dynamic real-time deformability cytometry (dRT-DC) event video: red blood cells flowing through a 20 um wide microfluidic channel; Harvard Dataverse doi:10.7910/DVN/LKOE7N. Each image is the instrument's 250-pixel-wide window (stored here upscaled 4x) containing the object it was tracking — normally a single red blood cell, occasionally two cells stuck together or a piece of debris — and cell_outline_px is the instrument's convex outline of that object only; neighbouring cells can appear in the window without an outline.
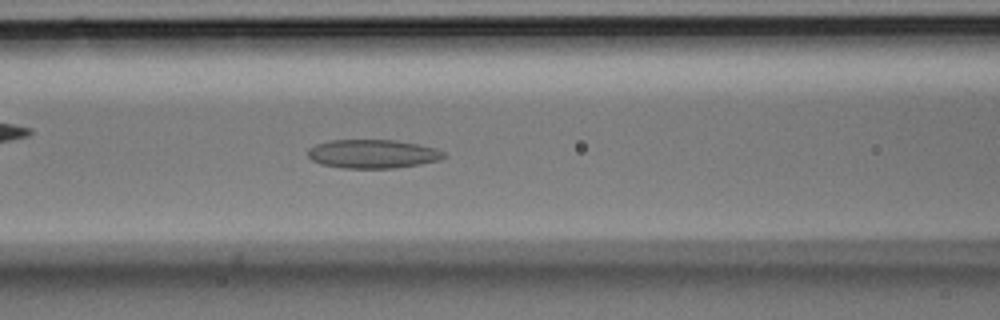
{"species": "Egyptian fruit bat (a non-hibernating species)", "species_latin": "Rousettus aegyptiacus", "temperature_condition": "room temperature", "stored_images_in_passage": 43, "camera_frame_rate_fps": 3000, "um_per_image_px": 0.085, "animal": {"sex": "male"}, "frame": {"image": 1, "passage_image": 16, "time_ms": 5.0, "image_size_px": [1000, 320], "cell_outline_px": [[448, 156], [440, 160], [420, 164], [396, 168], [344, 168], [320, 164], [312, 160], [308, 156], [308, 148], [316, 144], [332, 140], [396, 140], [436, 148], [444, 152]], "centroid_in_image_um": [31.7, 13.08], "position_along_channel_um": 134.9, "area_um2": 22.83}}
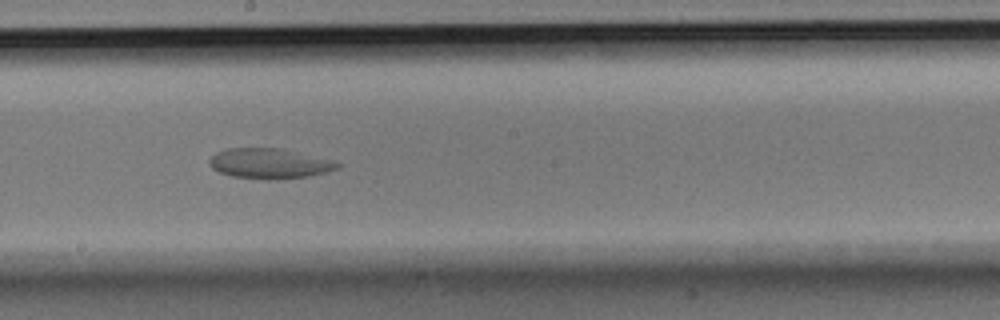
{"frame": {"image": 2, "passage_image": 22, "time_ms": 7.0, "image_size_px": [1000, 320], "cell_outline_px": [[340, 168], [328, 172], [308, 176], [276, 180], [268, 180], [232, 176], [220, 172], [212, 168], [208, 164], [208, 160], [216, 152], [228, 148], [284, 148], [336, 160], [340, 164]], "centroid_in_image_um": [22.96, 13.89], "position_along_channel_um": 225.2, "area_um2": 23.0}}
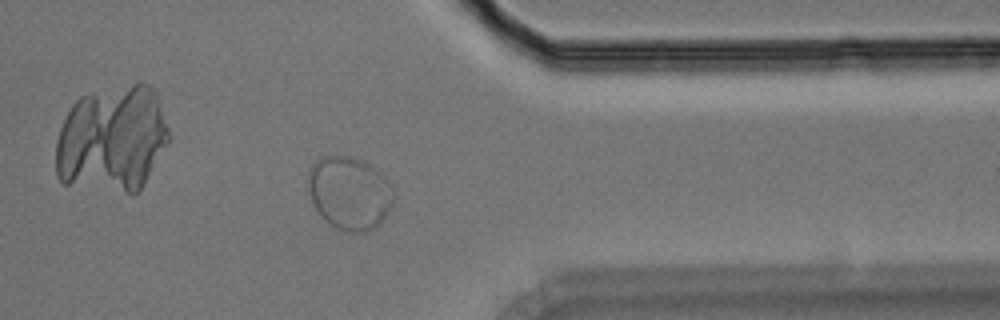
{"frame": {"image": 3, "passage_image": 33, "time_ms": 10.667, "image_size_px": [1000, 320], "cell_outline_px": [[392, 204], [388, 212], [376, 228], [368, 232], [352, 232], [340, 228], [332, 224], [312, 204], [308, 192], [308, 172], [312, 164], [316, 160], [324, 156], [348, 156], [360, 160], [368, 164], [380, 172], [392, 184]], "centroid_in_image_um": [29.7, 16.39], "position_along_channel_um": 381.7, "area_um2": 36.07}}